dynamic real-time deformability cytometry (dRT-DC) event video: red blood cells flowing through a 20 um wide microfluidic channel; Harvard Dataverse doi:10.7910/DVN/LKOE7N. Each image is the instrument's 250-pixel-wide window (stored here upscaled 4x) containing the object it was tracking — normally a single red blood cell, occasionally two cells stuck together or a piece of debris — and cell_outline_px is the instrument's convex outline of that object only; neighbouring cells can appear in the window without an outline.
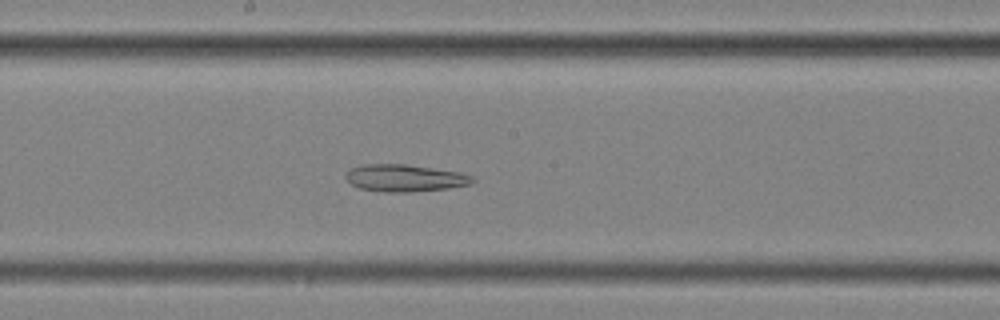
{"species": "common noctule bat (a hibernating species)", "species_latin": "Nyctalus noctula", "temperature_condition": "cold", "stored_images_in_passage": 54, "segment_of_instrument_passage": [1, 2], "camera_frame_rate_fps": 3000, "um_per_image_px": 0.085, "animal": {"sex": "female", "body_mass_g": 25.1}, "frame": {"image": 1, "passage_image": 27, "time_ms": 8.667, "image_size_px": [1000, 320], "cell_outline_px": [[476, 180], [472, 184], [448, 188], [412, 192], [388, 192], [360, 188], [352, 184], [344, 176], [348, 168], [360, 164], [404, 164], [460, 172], [472, 176]], "centroid_in_image_um": [34.4, 15.12], "position_along_channel_um": 213.8, "area_um2": 20.11}}
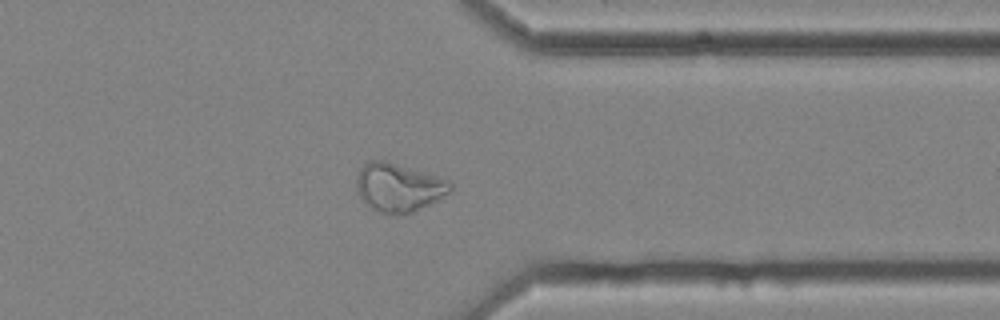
{"frame": {"image": 2, "passage_image": 41, "time_ms": 13.333, "image_size_px": [1000, 320], "cell_outline_px": [[452, 192], [412, 212], [380, 212], [368, 208], [360, 196], [356, 188], [356, 176], [360, 168], [368, 160], [388, 160], [452, 180]], "centroid_in_image_um": [33.89, 15.88], "position_along_channel_um": 377.5, "area_um2": 26.65}}